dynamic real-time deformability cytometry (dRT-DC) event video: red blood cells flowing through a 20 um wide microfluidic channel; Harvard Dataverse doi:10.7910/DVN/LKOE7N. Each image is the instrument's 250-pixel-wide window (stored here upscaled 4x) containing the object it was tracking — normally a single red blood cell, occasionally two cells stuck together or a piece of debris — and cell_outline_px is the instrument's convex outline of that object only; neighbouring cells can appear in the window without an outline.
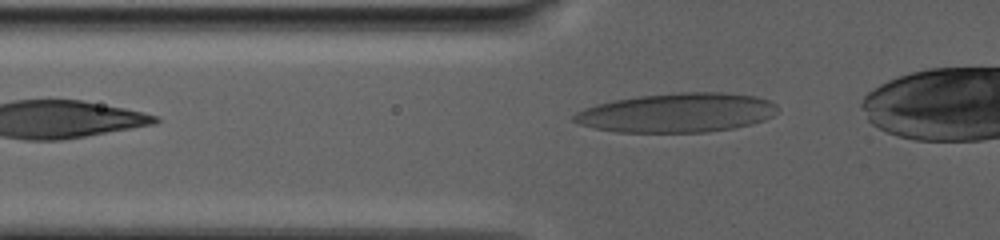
{"species": "human", "species_latin": "Homo sapiens", "temperature_condition": "warm", "stored_images_in_passage": 3, "camera_frame_rate_fps": 3000, "um_per_image_px": 0.085, "donor": {"sex": "male"}, "frame": {"image": 1, "passage_image": 3, "time_ms": 2.333, "image_size_px": [1000, 240], "cell_outline_px": [[780, 112], [764, 120], [752, 124], [736, 128], [708, 132], [616, 132], [596, 128], [580, 124], [572, 120], [572, 116], [576, 112], [584, 108], [596, 104], [612, 100], [640, 96], [680, 92], [724, 92], [756, 96], [768, 100], [776, 104], [780, 108]], "centroid_in_image_um": [57.6, 9.58], "position_along_channel_um": 68.2, "area_um2": 46.93}}